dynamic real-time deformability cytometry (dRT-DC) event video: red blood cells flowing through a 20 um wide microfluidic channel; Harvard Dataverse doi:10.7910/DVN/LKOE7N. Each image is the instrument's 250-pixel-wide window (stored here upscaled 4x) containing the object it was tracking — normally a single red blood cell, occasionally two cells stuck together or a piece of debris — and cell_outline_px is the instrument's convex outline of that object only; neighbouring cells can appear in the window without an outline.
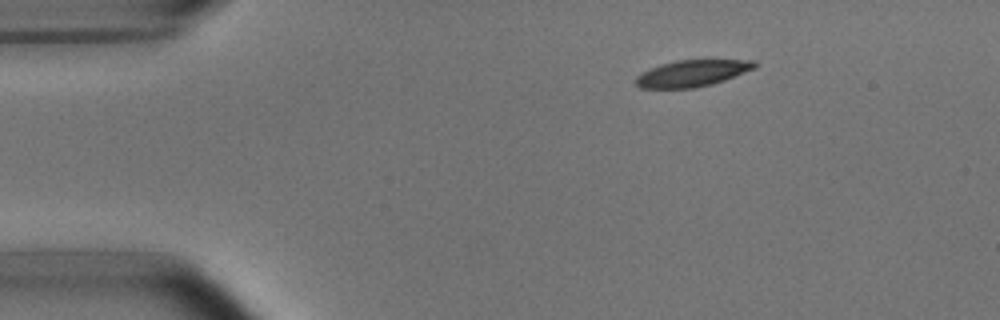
{"species": "common noctule bat (a hibernating species)", "species_latin": "Nyctalus noctula", "temperature_condition": "room temperature", "stored_images_in_passage": 45, "camera_frame_rate_fps": 3000, "um_per_image_px": 0.085, "animal": {"sex": "male", "body_mass_g": 15.6}, "frame": {"image": 1, "passage_image": 1, "time_ms": 0.0, "image_size_px": [1000, 320], "cell_outline_px": [[756, 68], [724, 80], [712, 84], [692, 88], [640, 88], [636, 84], [636, 76], [640, 72], [660, 64], [676, 60], [756, 60]], "centroid_in_image_um": [58.81, 6.22], "position_along_channel_um": 26.2, "area_um2": 18.38}}
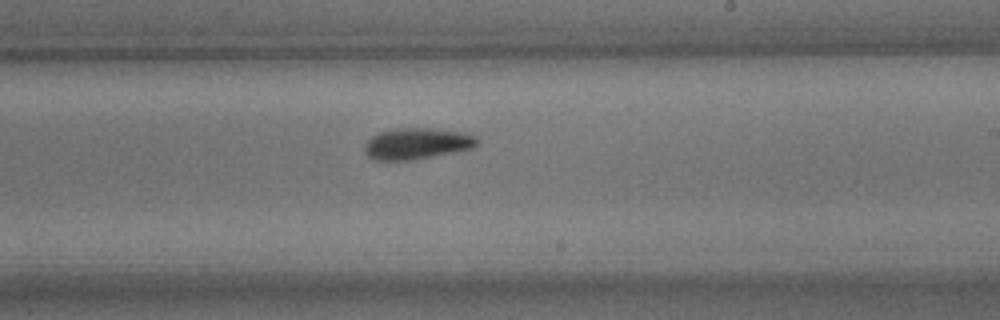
{"frame": {"image": 2, "passage_image": 24, "time_ms": 7.667, "image_size_px": [1000, 320], "cell_outline_px": [[480, 140], [472, 148], [456, 152], [412, 160], [376, 160], [368, 156], [364, 152], [364, 144], [372, 136], [380, 132], [396, 128], [428, 128], [464, 132], [476, 136]], "centroid_in_image_um": [35.44, 12.2], "position_along_channel_um": 253.6, "area_um2": 20.58}}
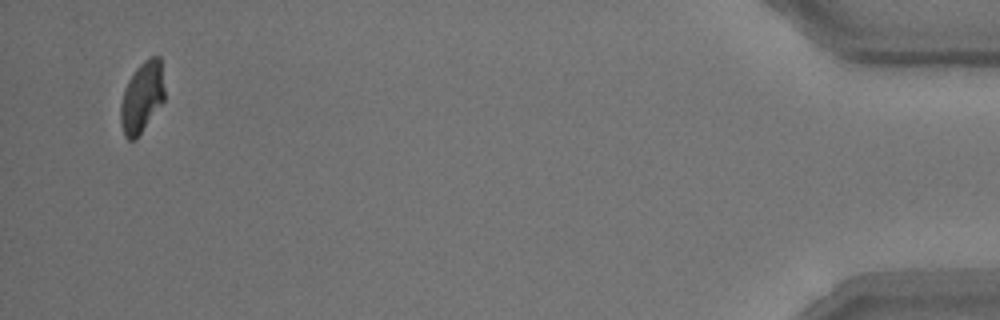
{"frame": {"image": 3, "passage_image": 44, "time_ms": 14.333, "image_size_px": [1000, 320], "cell_outline_px": [[164, 100], [136, 140], [128, 140], [124, 136], [120, 124], [120, 104], [124, 88], [128, 80], [136, 68], [148, 56], [160, 56], [164, 88]], "centroid_in_image_um": [12.04, 8.27], "position_along_channel_um": 423.2, "area_um2": 18.32}, "authors_computed_cell_mechanics": {"area_um2": 19.7676, "velocity_mm_per_s": 3.756, "shape_relaxation_time_tau1_ms": 3.1795, "shape_relaxation_time_tau2_ms": 7.4402, "deformation_change_tau1": 0.1363, "deformation_change_tau2": 0.1544}}